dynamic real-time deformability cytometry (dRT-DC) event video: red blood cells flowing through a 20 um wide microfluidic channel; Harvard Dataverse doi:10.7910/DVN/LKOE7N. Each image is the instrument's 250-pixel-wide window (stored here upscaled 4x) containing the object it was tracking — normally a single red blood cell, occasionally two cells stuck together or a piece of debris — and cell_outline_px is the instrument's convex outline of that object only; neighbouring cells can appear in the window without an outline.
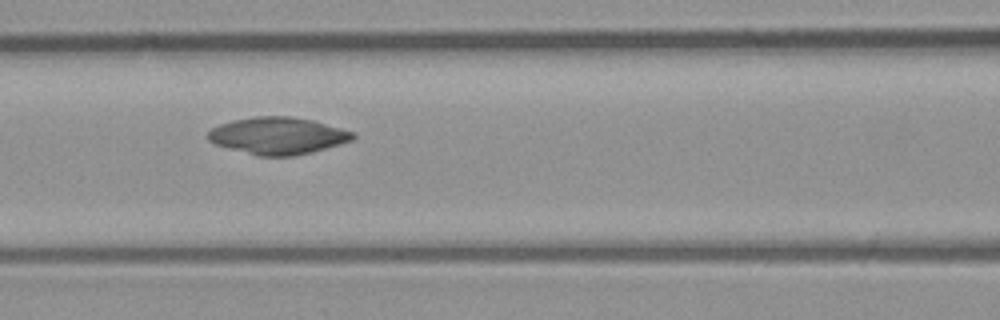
{"species": "common noctule bat (a hibernating species)", "species_latin": "Nyctalus noctula", "temperature_condition": "room temperature", "stored_images_in_passage": 8, "camera_frame_rate_fps": 3000, "um_per_image_px": 0.085, "animal": {"sex": "male", "body_mass_g": 23.1, "forearm_length_mm": 52.7}, "frame": {"image": 1, "passage_image": 7, "time_ms": 2.0, "image_size_px": [1000, 320], "cell_outline_px": [[356, 136], [352, 140], [340, 144], [312, 152], [292, 156], [256, 156], [228, 148], [216, 144], [208, 140], [208, 132], [212, 128], [220, 124], [232, 120], [256, 116], [292, 116], [312, 120], [356, 132]], "centroid_in_image_um": [23.63, 11.53], "position_along_channel_um": 143.0, "area_um2": 31.33}}
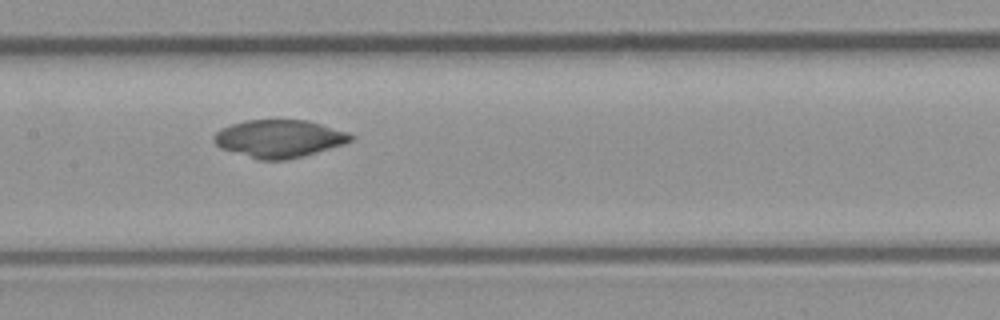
{"frame": {"image": 2, "passage_image": 8, "time_ms": 2.333, "image_size_px": [1000, 320], "cell_outline_px": [[356, 136], [352, 140], [344, 144], [304, 156], [288, 160], [256, 160], [220, 148], [212, 140], [212, 136], [220, 128], [244, 120], [308, 120], [348, 132]], "centroid_in_image_um": [23.71, 11.79], "position_along_channel_um": 183.7, "area_um2": 30.4}}